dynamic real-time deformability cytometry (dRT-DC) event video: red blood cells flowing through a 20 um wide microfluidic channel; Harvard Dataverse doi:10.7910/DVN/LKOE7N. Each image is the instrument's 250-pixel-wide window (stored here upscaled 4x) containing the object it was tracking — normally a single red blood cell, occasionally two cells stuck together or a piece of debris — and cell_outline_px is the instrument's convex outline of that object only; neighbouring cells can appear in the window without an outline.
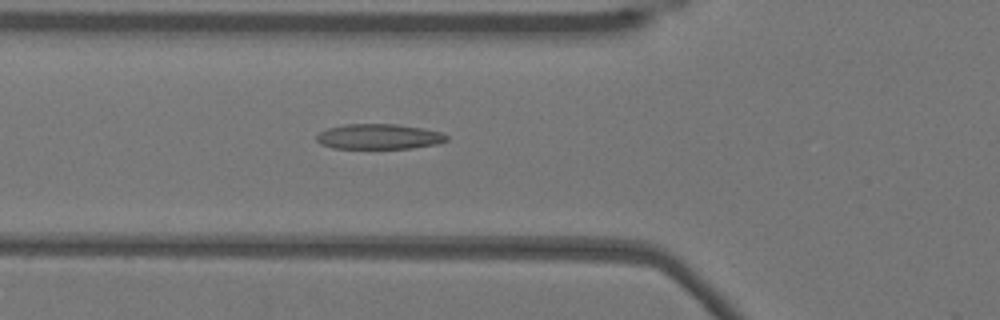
{"species": "Egyptian fruit bat (a non-hibernating species)", "species_latin": "Rousettus aegyptiacus", "temperature_condition": "warm", "stored_images_in_passage": 50, "camera_frame_rate_fps": 3000, "um_per_image_px": 0.085, "animal": {"sex": "female"}, "frame": {"image": 1, "passage_image": 19, "time_ms": 6.0, "image_size_px": [1000, 320], "cell_outline_px": [[448, 140], [440, 144], [412, 148], [332, 148], [320, 144], [316, 140], [316, 136], [320, 132], [328, 128], [344, 124], [396, 124], [420, 128], [440, 132], [448, 136]], "centroid_in_image_um": [32.21, 11.61], "position_along_channel_um": 93.6, "area_um2": 19.13}}
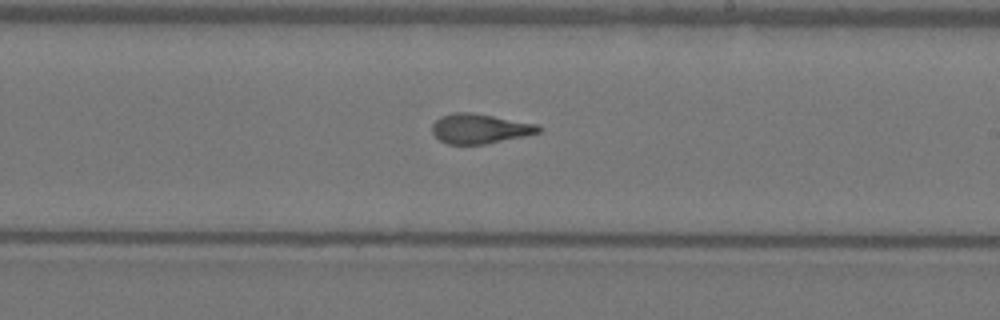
{"frame": {"image": 2, "passage_image": 31, "time_ms": 10.0, "image_size_px": [1000, 320], "cell_outline_px": [[540, 132], [524, 136], [484, 144], [448, 144], [440, 140], [432, 132], [432, 124], [440, 116], [452, 112], [472, 112], [540, 124]], "centroid_in_image_um": [40.78, 10.92], "position_along_channel_um": 248.2, "area_um2": 18.5}}
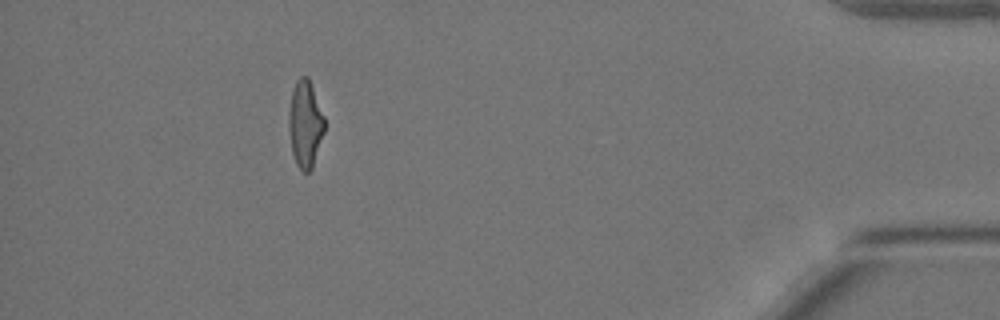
{"frame": {"image": 3, "passage_image": 48, "time_ms": 15.667, "image_size_px": [1000, 320], "cell_outline_px": [[324, 132], [312, 168], [308, 172], [304, 172], [296, 164], [292, 152], [288, 128], [288, 112], [292, 92], [296, 80], [300, 76], [308, 76], [324, 116]], "centroid_in_image_um": [25.93, 10.52], "position_along_channel_um": 409.3, "area_um2": 18.03}}